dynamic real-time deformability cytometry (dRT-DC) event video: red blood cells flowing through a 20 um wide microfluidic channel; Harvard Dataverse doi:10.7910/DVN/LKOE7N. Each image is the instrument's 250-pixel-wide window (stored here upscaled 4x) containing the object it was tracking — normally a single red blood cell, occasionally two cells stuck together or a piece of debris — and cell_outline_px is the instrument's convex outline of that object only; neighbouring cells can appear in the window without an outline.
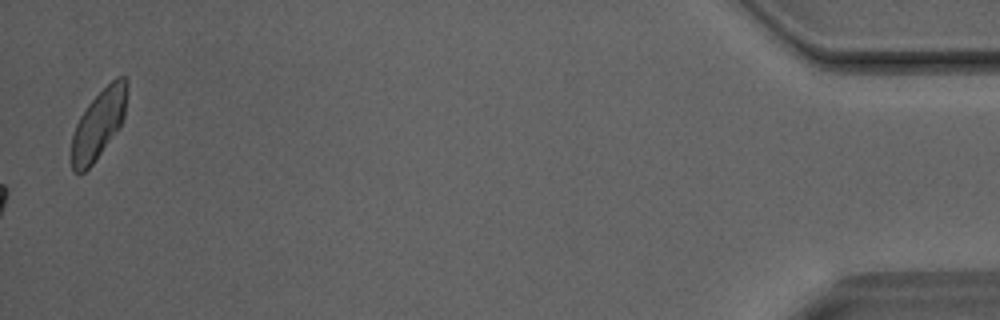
{"species": "Egyptian fruit bat (a non-hibernating species)", "species_latin": "Rousettus aegyptiacus", "temperature_condition": "room temperature", "stored_images_in_passage": 41, "camera_frame_rate_fps": 3000, "um_per_image_px": 0.085, "animal": {"sex": "male"}, "frame": {"image": 1, "passage_image": 41, "time_ms": 13.333, "image_size_px": [1000, 320], "cell_outline_px": [[128, 92], [124, 120], [120, 128], [92, 164], [84, 172], [72, 172], [72, 136], [76, 124], [80, 116], [88, 104], [116, 76], [128, 76]], "centroid_in_image_um": [8.43, 10.51], "position_along_channel_um": 426.8, "area_um2": 22.43}}